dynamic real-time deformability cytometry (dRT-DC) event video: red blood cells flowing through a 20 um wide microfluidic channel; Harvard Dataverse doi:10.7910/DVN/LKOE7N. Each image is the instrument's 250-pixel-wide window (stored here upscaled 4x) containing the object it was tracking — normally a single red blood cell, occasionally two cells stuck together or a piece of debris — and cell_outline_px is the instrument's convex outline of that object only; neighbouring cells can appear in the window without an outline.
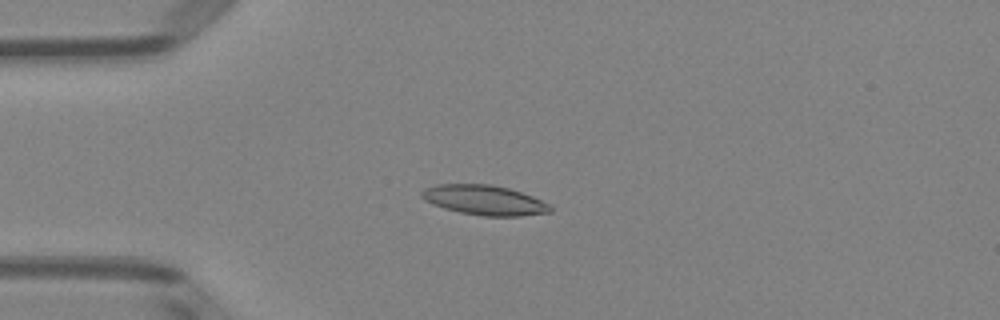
{"species": "Egyptian fruit bat (a non-hibernating species)", "species_latin": "Rousettus aegyptiacus", "temperature_condition": "room temperature", "stored_images_in_passage": 35, "camera_frame_rate_fps": 3000, "um_per_image_px": 0.085, "animal": {"sex": "female"}, "frame": {"image": 1, "passage_image": 13, "time_ms": 4.0, "image_size_px": [1000, 320], "cell_outline_px": [[552, 212], [520, 216], [484, 216], [460, 212], [444, 208], [432, 204], [424, 200], [420, 196], [420, 192], [424, 188], [436, 184], [492, 184], [508, 188], [532, 196], [548, 204], [552, 208]], "centroid_in_image_um": [41.13, 17.0], "position_along_channel_um": 43.9, "area_um2": 22.37}}
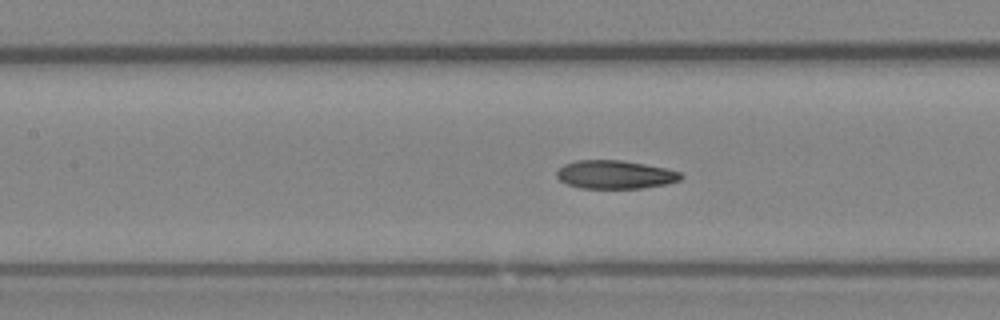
{"frame": {"image": 2, "passage_image": 23, "time_ms": 7.333, "image_size_px": [1000, 320], "cell_outline_px": [[684, 176], [680, 180], [668, 184], [640, 188], [580, 188], [568, 184], [560, 180], [556, 176], [556, 172], [564, 164], [576, 160], [620, 160], [644, 164], [664, 168], [680, 172]], "centroid_in_image_um": [52.28, 14.84], "position_along_channel_um": 155.1, "area_um2": 20.46}}
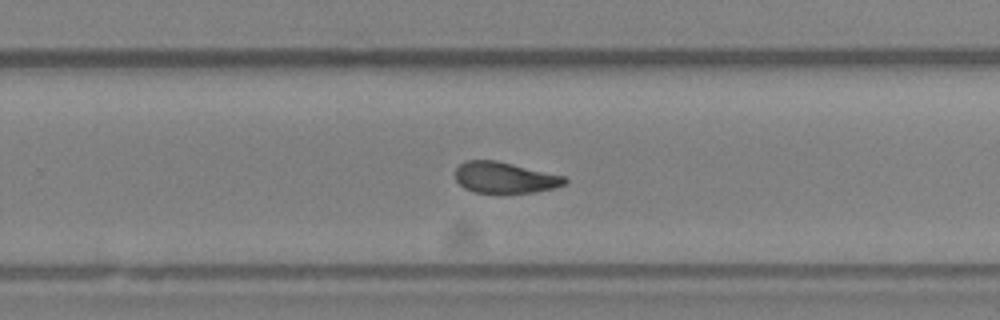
{"frame": {"image": 3, "passage_image": 33, "time_ms": 10.667, "image_size_px": [1000, 320], "cell_outline_px": [[568, 180], [564, 184], [552, 188], [532, 192], [476, 192], [464, 188], [456, 180], [456, 168], [464, 160], [496, 160], [564, 176]], "centroid_in_image_um": [42.87, 15.08], "position_along_channel_um": 286.9, "area_um2": 19.48}}